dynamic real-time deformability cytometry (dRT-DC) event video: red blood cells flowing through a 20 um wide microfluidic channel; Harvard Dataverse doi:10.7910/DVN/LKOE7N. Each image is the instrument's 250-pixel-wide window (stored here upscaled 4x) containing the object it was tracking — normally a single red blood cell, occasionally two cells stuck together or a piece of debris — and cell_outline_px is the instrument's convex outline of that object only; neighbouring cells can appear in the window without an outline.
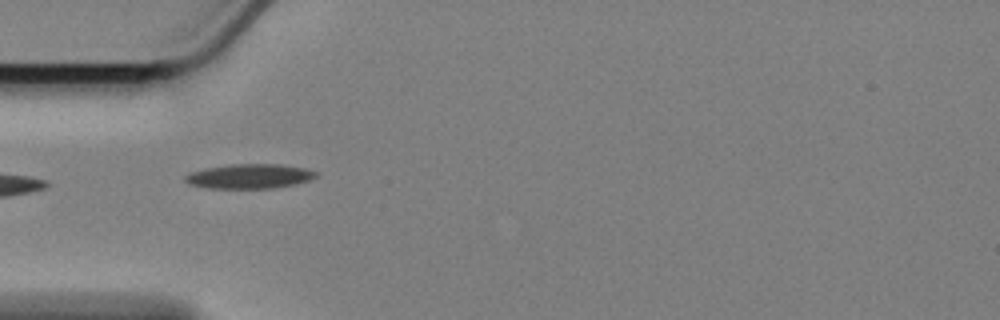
{"species": "Egyptian fruit bat (a non-hibernating species)", "species_latin": "Rousettus aegyptiacus", "temperature_condition": "cold", "stored_images_in_passage": 40, "camera_frame_rate_fps": 3000, "um_per_image_px": 0.085, "animal": {"sex": "female"}, "frame": {"image": 1, "passage_image": 2, "time_ms": 0.333, "image_size_px": [1000, 320], "cell_outline_px": [[316, 176], [308, 180], [292, 184], [272, 188], [208, 188], [188, 184], [184, 180], [184, 176], [192, 172], [204, 168], [228, 164], [280, 164], [304, 168], [316, 172]], "centroid_in_image_um": [21.13, 14.97], "position_along_channel_um": 63.9, "area_um2": 18.55}}
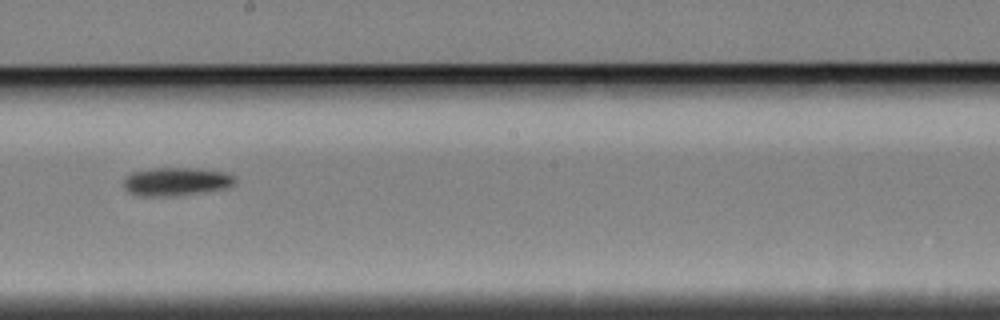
{"frame": {"image": 2, "passage_image": 17, "time_ms": 5.333, "image_size_px": [1000, 320], "cell_outline_px": [[236, 180], [228, 188], [204, 192], [176, 196], [140, 196], [128, 192], [124, 188], [124, 180], [132, 172], [152, 168], [200, 168], [224, 172], [236, 176]], "centroid_in_image_um": [15.0, 15.43], "position_along_channel_um": 233.2, "area_um2": 18.55}}
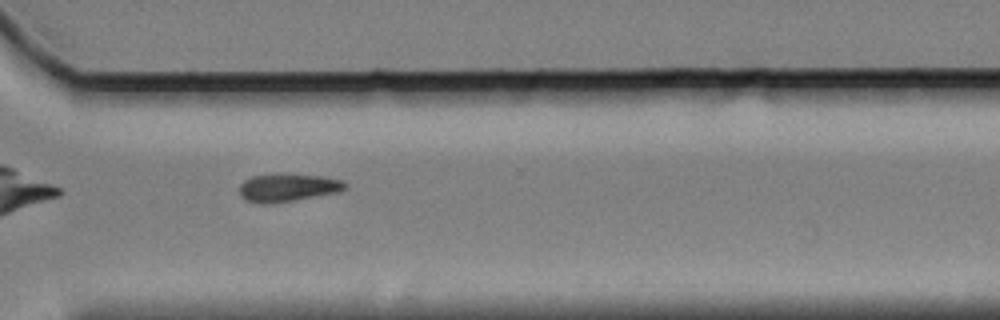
{"frame": {"image": 3, "passage_image": 27, "time_ms": 8.667, "image_size_px": [1000, 320], "cell_outline_px": [[348, 188], [340, 192], [296, 200], [272, 204], [256, 204], [244, 200], [240, 196], [240, 184], [244, 180], [252, 176], [324, 176], [344, 180], [348, 184]], "centroid_in_image_um": [24.5, 16.0], "position_along_channel_um": 346.1, "area_um2": 17.05}, "authors_computed_cell_mechanics": {"area_um2": 17.5712, "velocity_mm_per_s": 3.3924, "shape_relaxation_time_tau1_ms": 3.8374, "shape_relaxation_time_tau2_ms": null, "deformation_change_tau1": 0.0973, "deformation_change_tau2": null}}